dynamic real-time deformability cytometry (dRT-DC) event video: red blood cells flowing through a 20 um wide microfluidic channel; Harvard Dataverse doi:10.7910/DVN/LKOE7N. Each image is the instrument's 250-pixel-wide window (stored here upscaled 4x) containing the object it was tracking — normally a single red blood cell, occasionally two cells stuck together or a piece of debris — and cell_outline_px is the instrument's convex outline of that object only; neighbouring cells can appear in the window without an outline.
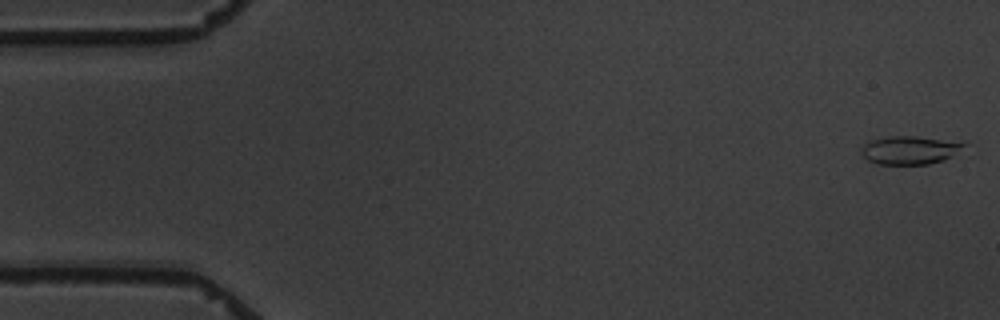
{"species": "common noctule bat (a hibernating species)", "species_latin": "Nyctalus noctula", "temperature_condition": "warm", "stored_images_in_passage": 7, "camera_frame_rate_fps": 3000, "um_per_image_px": 0.085, "animal": {"sex": "male", "body_mass_g": 19.5, "forearm_length_mm": 54.6}, "frame": {"image": 1, "passage_image": 1, "time_ms": 0.0, "image_size_px": [1000, 320], "cell_outline_px": [[968, 144], [944, 160], [928, 164], [876, 164], [868, 160], [860, 152], [860, 148], [864, 144], [872, 140], [888, 136], [916, 136]], "centroid_in_image_um": [77.25, 12.76], "position_along_channel_um": 7.7, "area_um2": 16.59}}
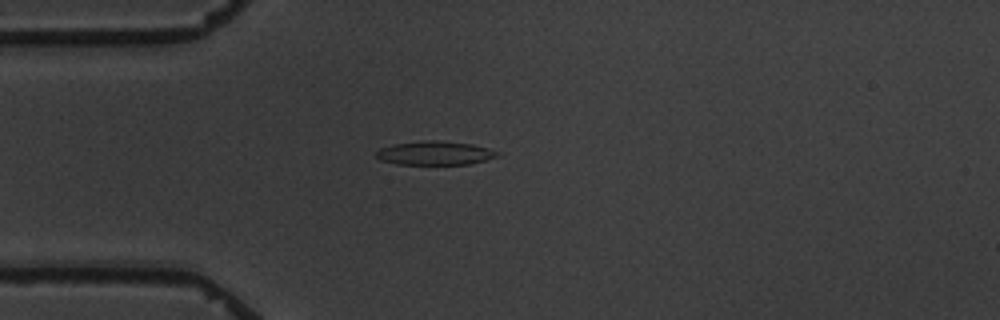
{"frame": {"image": 2, "passage_image": 5, "time_ms": 4.667, "image_size_px": [1000, 320], "cell_outline_px": [[500, 156], [468, 164], [396, 164], [380, 160], [376, 156], [376, 152], [380, 148], [392, 144], [424, 140], [436, 140], [472, 144], [488, 148], [500, 152]], "centroid_in_image_um": [36.96, 13.0], "position_along_channel_um": 48.0, "area_um2": 16.82}}
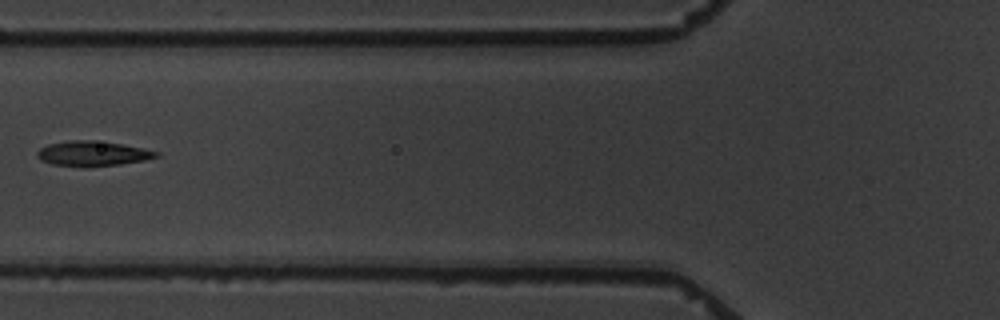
{"frame": {"image": 3, "passage_image": 7, "time_ms": 7.0, "image_size_px": [1000, 320], "cell_outline_px": [[160, 156], [144, 160], [120, 164], [88, 168], [52, 164], [40, 160], [36, 156], [36, 152], [40, 148], [48, 144], [68, 140], [92, 140], [120, 144], [144, 148], [160, 152]], "centroid_in_image_um": [7.85, 13.06], "position_along_channel_um": 117.9, "area_um2": 17.57}}